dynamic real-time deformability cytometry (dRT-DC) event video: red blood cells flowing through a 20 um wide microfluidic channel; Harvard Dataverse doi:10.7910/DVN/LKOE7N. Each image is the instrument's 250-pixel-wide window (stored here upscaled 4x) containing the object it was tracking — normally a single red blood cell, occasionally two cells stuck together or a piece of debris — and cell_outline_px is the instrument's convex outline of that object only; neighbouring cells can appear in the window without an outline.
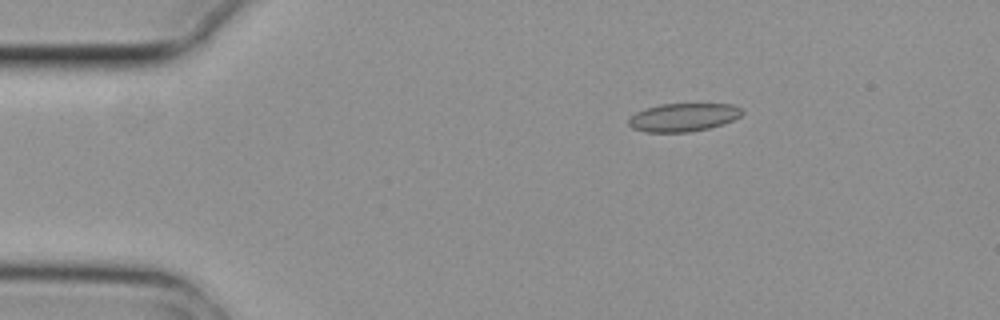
{"species": "common noctule bat (a hibernating species)", "species_latin": "Nyctalus noctula", "temperature_condition": "cold", "stored_images_in_passage": 3, "camera_frame_rate_fps": 3000, "um_per_image_px": 0.085, "animal": {"sex": "female", "body_mass_g": 29.2, "forearm_length_mm": 56.3}, "frame": {"image": 1, "passage_image": 1, "time_ms": 0.0, "image_size_px": [1000, 320], "cell_outline_px": [[744, 112], [740, 116], [732, 120], [708, 128], [692, 132], [644, 132], [632, 128], [628, 124], [628, 120], [636, 112], [644, 108], [660, 104], [732, 104], [740, 108]], "centroid_in_image_um": [58.04, 9.97], "position_along_channel_um": 27.0, "area_um2": 18.61}}